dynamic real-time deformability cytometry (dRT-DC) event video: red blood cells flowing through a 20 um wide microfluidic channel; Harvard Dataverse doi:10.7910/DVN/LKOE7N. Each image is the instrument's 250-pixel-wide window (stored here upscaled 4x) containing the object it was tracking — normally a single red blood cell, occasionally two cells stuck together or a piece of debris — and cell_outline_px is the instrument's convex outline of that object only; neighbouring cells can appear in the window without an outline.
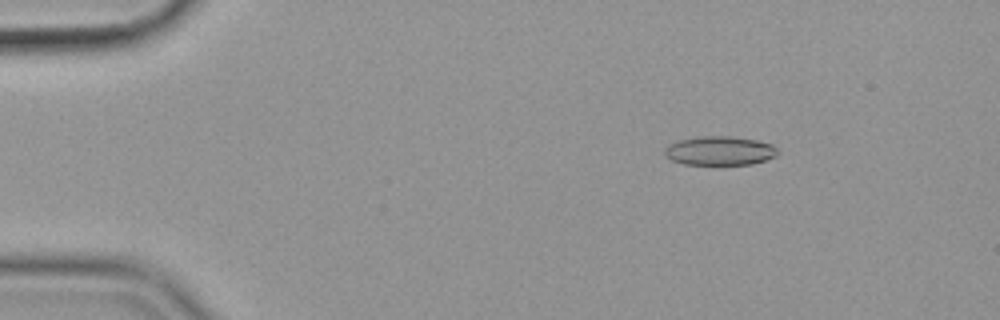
{"species": "common noctule bat (a hibernating species)", "species_latin": "Nyctalus noctula", "temperature_condition": "cold", "stored_images_in_passage": 52, "camera_frame_rate_fps": 3000, "um_per_image_px": 0.085, "animal": {"sex": "female", "body_mass_g": 19.9}, "frame": {"image": 1, "passage_image": 4, "time_ms": 1.0, "image_size_px": [1000, 320], "cell_outline_px": [[780, 152], [776, 156], [752, 164], [720, 168], [684, 164], [672, 160], [664, 156], [664, 148], [668, 144], [676, 140], [704, 136], [732, 136], [756, 140], [772, 144]], "centroid_in_image_um": [61.15, 12.87], "position_along_channel_um": 23.9, "area_um2": 20.17}}
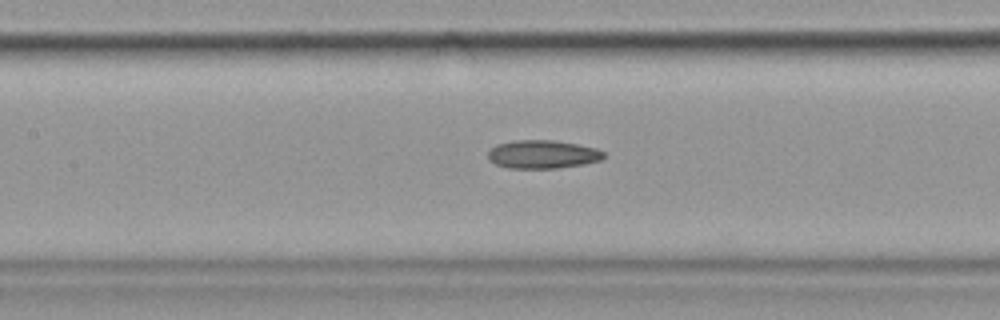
{"frame": {"image": 2, "passage_image": 22, "time_ms": 7.0, "image_size_px": [1000, 320], "cell_outline_px": [[604, 156], [600, 160], [584, 164], [556, 168], [508, 168], [496, 164], [488, 160], [488, 152], [496, 144], [516, 140], [556, 140], [596, 148], [604, 152]], "centroid_in_image_um": [46.1, 13.11], "position_along_channel_um": 161.3, "area_um2": 19.07}}
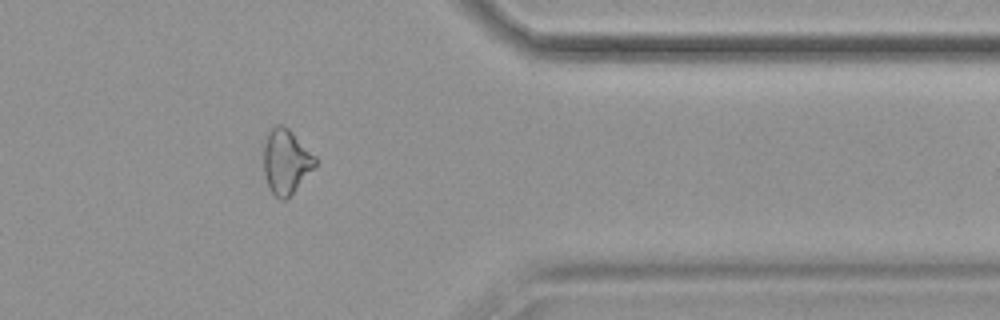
{"frame": {"image": 3, "passage_image": 42, "time_ms": 13.667, "image_size_px": [1000, 320], "cell_outline_px": [[316, 164], [292, 192], [284, 200], [280, 200], [272, 192], [268, 184], [264, 172], [264, 144], [268, 132], [276, 124], [280, 124], [288, 128], [316, 156]], "centroid_in_image_um": [24.29, 13.69], "position_along_channel_um": 387.1, "area_um2": 18.9}, "authors_computed_cell_mechanics": {"area_um2": 19.1318, "velocity_mm_per_s": 3.5963, "shape_relaxation_time_tau1_ms": null, "shape_relaxation_time_tau2_ms": 11.2206, "deformation_change_tau1": null, "deformation_change_tau2": 0.2334}}